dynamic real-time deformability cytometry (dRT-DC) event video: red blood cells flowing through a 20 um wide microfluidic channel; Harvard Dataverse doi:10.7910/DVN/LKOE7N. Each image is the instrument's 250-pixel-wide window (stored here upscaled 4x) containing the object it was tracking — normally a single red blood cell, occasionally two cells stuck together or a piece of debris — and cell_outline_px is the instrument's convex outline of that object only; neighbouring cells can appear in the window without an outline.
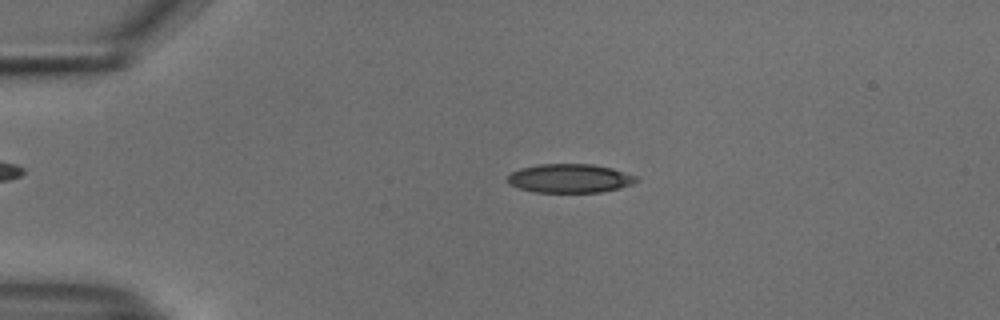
{"species": "common noctule bat (a hibernating species)", "species_latin": "Nyctalus noctula", "temperature_condition": "cold", "stored_images_in_passage": 53, "camera_frame_rate_fps": 3000, "um_per_image_px": 0.085, "animal": {"sex": "male", "body_mass_g": 18.8}, "frame": {"image": 1, "passage_image": 11, "time_ms": 3.333, "image_size_px": [1000, 320], "cell_outline_px": [[640, 180], [632, 184], [620, 188], [600, 192], [536, 192], [520, 188], [508, 184], [508, 176], [512, 172], [520, 168], [540, 164], [592, 164], [612, 168], [636, 176]], "centroid_in_image_um": [48.45, 15.16], "position_along_channel_um": 36.6, "area_um2": 21.56}}
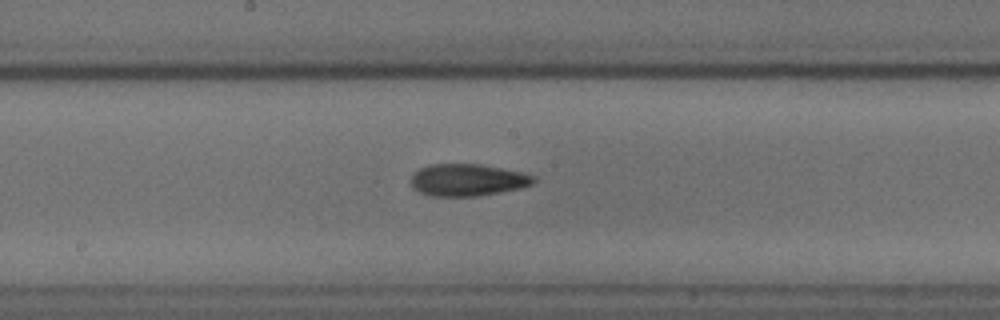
{"frame": {"image": 2, "passage_image": 28, "time_ms": 9.0, "image_size_px": [1000, 320], "cell_outline_px": [[536, 180], [532, 184], [520, 188], [500, 192], [476, 196], [432, 196], [420, 192], [412, 188], [412, 176], [420, 168], [428, 164], [480, 164], [524, 172], [536, 176]], "centroid_in_image_um": [39.77, 15.29], "position_along_channel_um": 208.4, "area_um2": 22.95}}
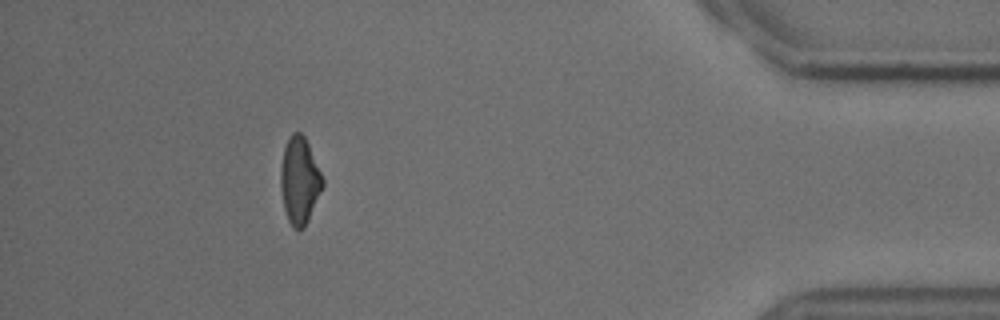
{"frame": {"image": 3, "passage_image": 48, "time_ms": 15.667, "image_size_px": [1000, 320], "cell_outline_px": [[324, 184], [308, 220], [304, 228], [292, 228], [288, 220], [284, 208], [280, 188], [280, 172], [284, 148], [292, 132], [300, 132], [304, 136], [308, 144], [324, 180]], "centroid_in_image_um": [25.45, 15.35], "position_along_channel_um": 409.7, "area_um2": 20.98}, "authors_computed_cell_mechanics": {"area_um2": 22.0796, "velocity_mm_per_s": 3.7466, "shape_relaxation_time_tau1_ms": 8.4987, "shape_relaxation_time_tau2_ms": 4.7737, "deformation_change_tau1": 0.177, "deformation_change_tau2": 0.1221}}